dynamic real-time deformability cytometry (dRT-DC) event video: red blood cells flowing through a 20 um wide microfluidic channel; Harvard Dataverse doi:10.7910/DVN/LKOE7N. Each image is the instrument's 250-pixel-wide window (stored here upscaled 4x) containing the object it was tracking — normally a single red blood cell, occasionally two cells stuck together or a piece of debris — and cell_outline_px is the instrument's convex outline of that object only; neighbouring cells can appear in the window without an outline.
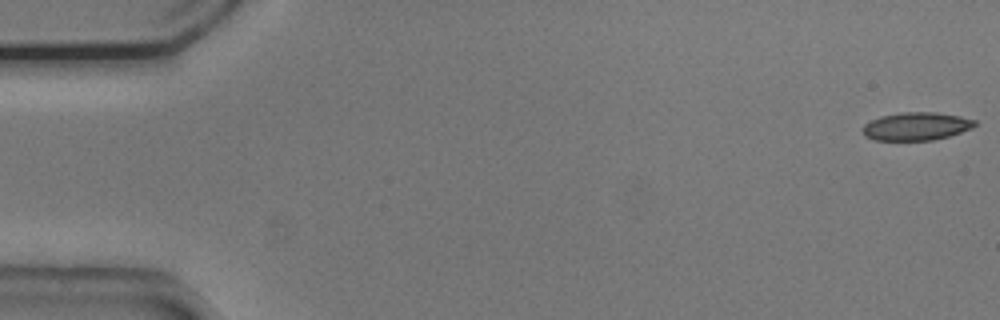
{"species": "common noctule bat (a hibernating species)", "species_latin": "Nyctalus noctula", "temperature_condition": "cold", "stored_images_in_passage": 45, "camera_frame_rate_fps": 3000, "um_per_image_px": 0.085, "animal": {"sex": "male", "body_mass_g": 20.5, "forearm_length_mm": 52.5}, "frame": {"image": 1, "passage_image": 1, "time_ms": 0.0, "image_size_px": [1000, 320], "cell_outline_px": [[976, 124], [972, 128], [948, 136], [932, 140], [876, 140], [864, 136], [864, 124], [880, 116], [900, 112], [936, 112], [960, 116], [976, 120]], "centroid_in_image_um": [77.89, 10.72], "position_along_channel_um": 7.1, "area_um2": 18.21}}
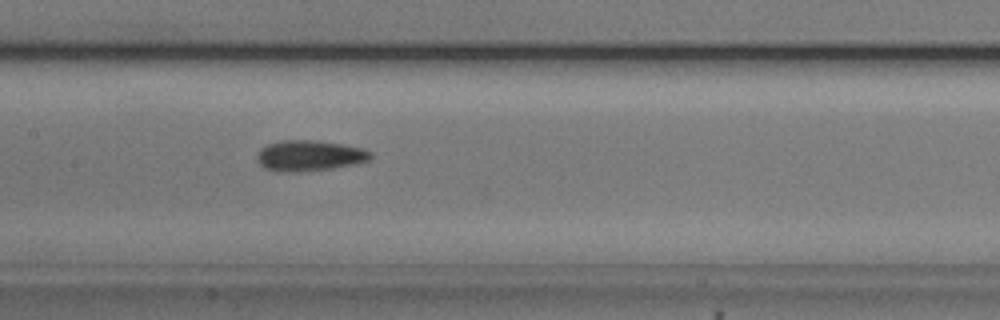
{"frame": {"image": 2, "passage_image": 26, "time_ms": 8.333, "image_size_px": [1000, 320], "cell_outline_px": [[372, 156], [368, 160], [352, 164], [332, 168], [296, 172], [276, 172], [264, 168], [256, 160], [256, 156], [260, 148], [268, 144], [280, 140], [316, 140], [364, 148], [372, 152]], "centroid_in_image_um": [26.25, 13.23], "position_along_channel_um": 181.2, "area_um2": 20.4}}
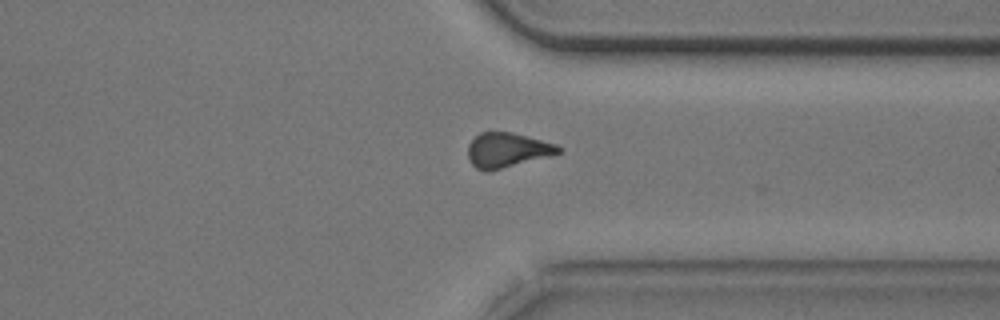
{"frame": {"image": 3, "passage_image": 41, "time_ms": 13.333, "image_size_px": [1000, 320], "cell_outline_px": [[564, 152], [488, 172], [484, 172], [476, 168], [468, 160], [468, 144], [480, 132], [512, 132], [556, 144], [564, 148]], "centroid_in_image_um": [43.12, 12.77], "position_along_channel_um": 368.3, "area_um2": 18.44}, "authors_computed_cell_mechanics": {"area_um2": 18.8428, "velocity_mm_per_s": 3.7618, "shape_relaxation_time_tau1_ms": 8.1065, "shape_relaxation_time_tau2_ms": 5.1982, "deformation_change_tau1": 0.1335, "deformation_change_tau2": 0.1034}}